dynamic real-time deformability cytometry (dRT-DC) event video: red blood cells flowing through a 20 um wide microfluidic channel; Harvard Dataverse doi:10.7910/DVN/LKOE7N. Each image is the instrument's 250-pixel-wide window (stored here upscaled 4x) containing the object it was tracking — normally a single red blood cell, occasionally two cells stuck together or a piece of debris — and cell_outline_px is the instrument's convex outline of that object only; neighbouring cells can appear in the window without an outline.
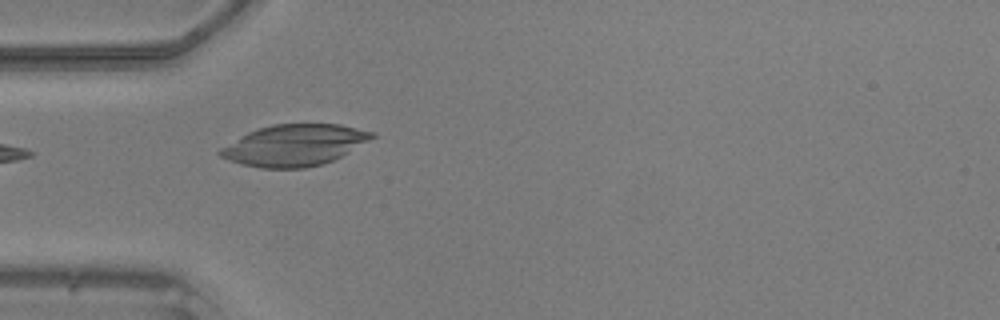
{"species": "common noctule bat (a hibernating species)", "species_latin": "Nyctalus noctula", "temperature_condition": "warm", "stored_images_in_passage": 22, "camera_frame_rate_fps": 3000, "um_per_image_px": 0.085, "animal": {"sex": "male", "body_mass_g": 20.5, "forearm_length_mm": 52.5}, "frame": {"image": 1, "passage_image": 1, "time_ms": 0.0, "image_size_px": [1000, 320], "cell_outline_px": [[376, 136], [348, 152], [324, 164], [304, 168], [260, 168], [240, 164], [220, 156], [216, 152], [220, 148], [248, 132], [272, 124], [340, 124], [376, 132]], "centroid_in_image_um": [25.02, 12.34], "position_along_channel_um": 60.0, "area_um2": 36.41}}